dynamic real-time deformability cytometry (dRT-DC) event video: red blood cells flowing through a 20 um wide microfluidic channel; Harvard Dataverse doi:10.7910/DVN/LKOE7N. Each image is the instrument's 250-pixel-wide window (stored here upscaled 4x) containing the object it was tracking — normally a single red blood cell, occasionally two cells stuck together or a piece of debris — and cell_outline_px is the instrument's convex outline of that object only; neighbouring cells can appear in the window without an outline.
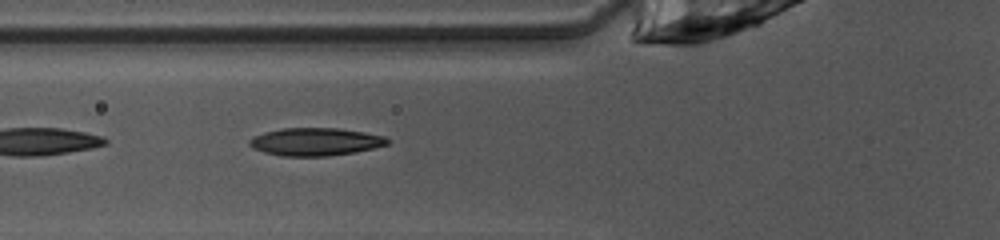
{"species": "common noctule bat (a hibernating species)", "species_latin": "Nyctalus noctula", "temperature_condition": "warm", "stored_images_in_passage": 49, "camera_frame_rate_fps": 3000, "um_per_image_px": 0.085, "animal": {"sex": "female", "body_mass_g": 10.0, "forearm_length_mm": 53.1}, "frame": {"image": 1, "passage_image": 18, "time_ms": 5.667, "image_size_px": [1000, 240], "cell_outline_px": [[388, 144], [356, 152], [328, 156], [280, 156], [264, 152], [248, 144], [248, 140], [264, 132], [284, 128], [340, 128], [364, 132], [384, 136], [388, 140]], "centroid_in_image_um": [26.81, 12.05], "position_along_channel_um": 99.0, "area_um2": 22.2}}
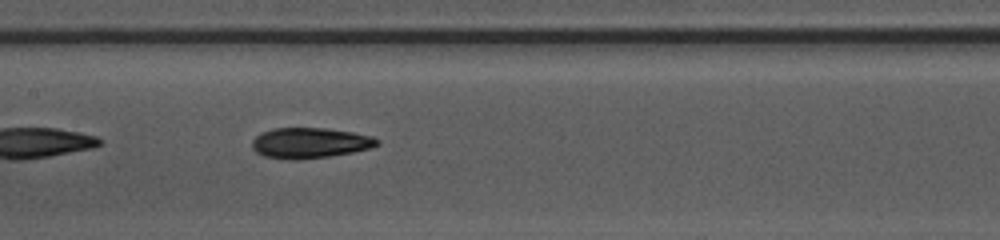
{"frame": {"image": 2, "passage_image": 24, "time_ms": 7.667, "image_size_px": [1000, 240], "cell_outline_px": [[380, 144], [372, 148], [332, 156], [300, 160], [288, 160], [264, 156], [256, 152], [252, 148], [252, 140], [260, 132], [272, 128], [324, 128], [352, 132], [372, 136], [380, 140]], "centroid_in_image_um": [26.34, 12.16], "position_along_channel_um": 181.1, "area_um2": 22.54}}
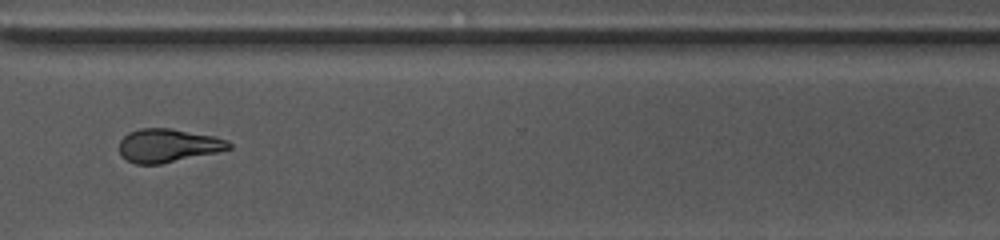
{"frame": {"image": 3, "passage_image": 37, "time_ms": 12.0, "image_size_px": [1000, 240], "cell_outline_px": [[232, 148], [216, 152], [160, 164], [136, 164], [128, 160], [120, 152], [120, 140], [128, 132], [140, 128], [168, 128], [216, 136], [228, 140], [232, 144]], "centroid_in_image_um": [14.3, 12.35], "position_along_channel_um": 356.3, "area_um2": 21.21}, "authors_computed_cell_mechanics": {"area_um2": 22.0218, "velocity_mm_per_s": 4.0511, "shape_relaxation_time_tau1_ms": null, "shape_relaxation_time_tau2_ms": 3.0185, "deformation_change_tau1": null, "deformation_change_tau2": 0.0983}}